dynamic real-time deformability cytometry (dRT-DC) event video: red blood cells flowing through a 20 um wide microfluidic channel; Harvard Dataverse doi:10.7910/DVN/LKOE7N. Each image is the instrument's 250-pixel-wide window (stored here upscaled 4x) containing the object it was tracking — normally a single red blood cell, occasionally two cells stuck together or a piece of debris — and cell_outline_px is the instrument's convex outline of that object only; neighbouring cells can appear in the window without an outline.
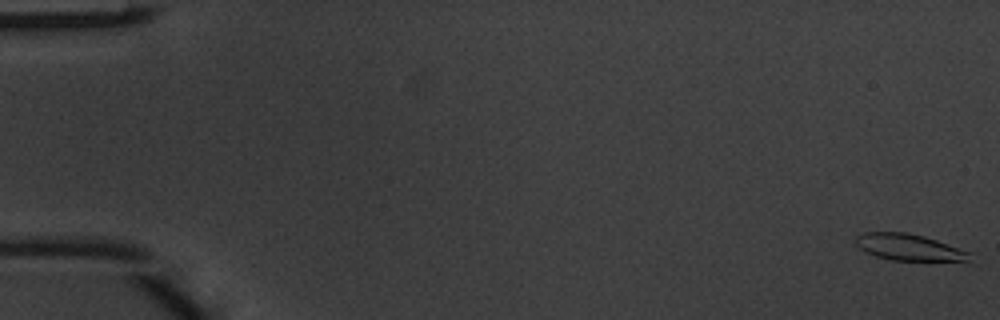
{"species": "common noctule bat (a hibernating species)", "species_latin": "Nyctalus noctula", "temperature_condition": "warm", "stored_images_in_passage": 4, "camera_frame_rate_fps": 3000, "um_per_image_px": 0.085, "animal": {"sex": "male", "body_mass_g": 20.1, "forearm_length_mm": 53.5}, "frame": {"image": 1, "passage_image": 1, "time_ms": 0.0, "image_size_px": [1000, 320], "cell_outline_px": [[972, 264], [892, 260], [876, 256], [860, 248], [856, 244], [856, 236], [864, 232], [904, 232], [924, 236], [972, 252]], "centroid_in_image_um": [77.47, 21.08], "position_along_channel_um": 7.5, "area_um2": 18.5}}